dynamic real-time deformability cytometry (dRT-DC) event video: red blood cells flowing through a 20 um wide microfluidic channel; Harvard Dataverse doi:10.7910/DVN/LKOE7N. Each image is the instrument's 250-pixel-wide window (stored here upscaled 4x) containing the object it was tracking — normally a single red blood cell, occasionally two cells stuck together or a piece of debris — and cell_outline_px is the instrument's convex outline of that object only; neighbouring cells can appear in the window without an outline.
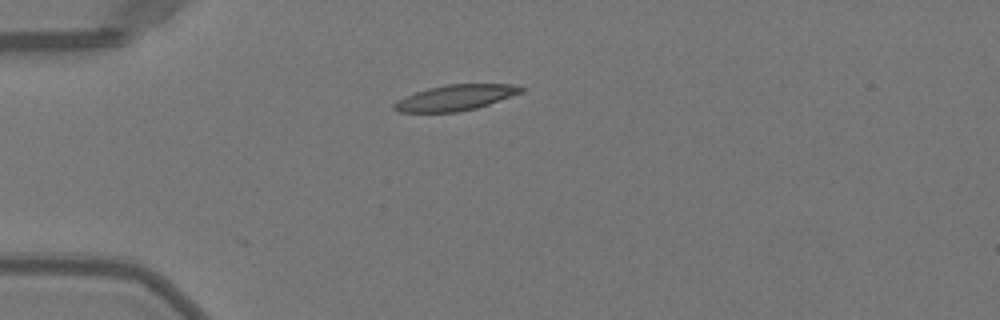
{"species": "Egyptian fruit bat (a non-hibernating species)", "species_latin": "Rousettus aegyptiacus", "temperature_condition": "warm", "stored_images_in_passage": 38, "camera_frame_rate_fps": 3000, "um_per_image_px": 0.085, "animal": {"sex": "female"}, "frame": {"image": 1, "passage_image": 1, "time_ms": 0.0, "image_size_px": [1000, 320], "cell_outline_px": [[524, 92], [476, 108], [456, 112], [400, 112], [392, 108], [392, 104], [396, 100], [404, 96], [428, 88], [448, 84], [520, 84], [524, 88]], "centroid_in_image_um": [38.71, 8.29], "position_along_channel_um": 46.3, "area_um2": 19.07}}
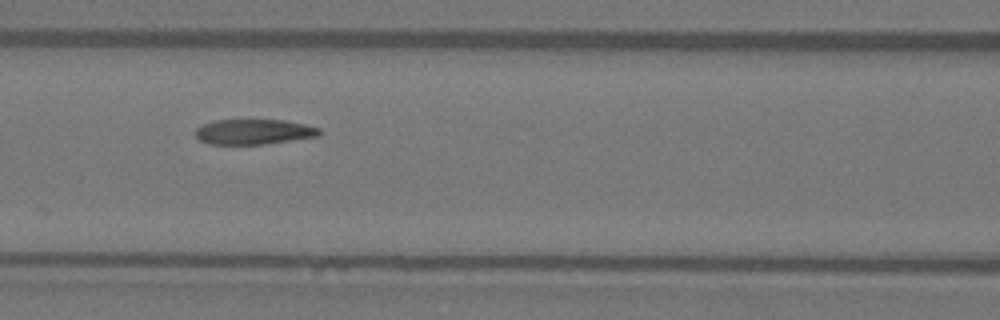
{"frame": {"image": 2, "passage_image": 10, "time_ms": 3.0, "image_size_px": [1000, 320], "cell_outline_px": [[320, 136], [264, 144], [208, 144], [200, 140], [196, 136], [196, 128], [204, 124], [216, 120], [284, 120], [304, 124], [320, 128]], "centroid_in_image_um": [21.58, 11.2], "position_along_channel_um": 145.0, "area_um2": 18.09}}
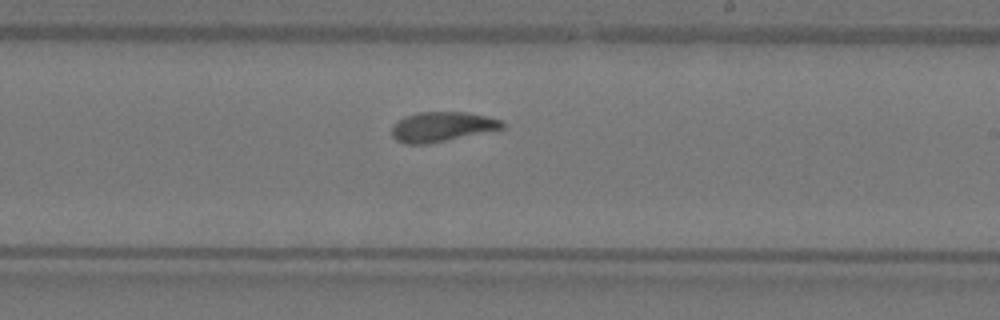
{"frame": {"image": 3, "passage_image": 18, "time_ms": 5.667, "image_size_px": [1000, 320], "cell_outline_px": [[504, 128], [428, 144], [404, 144], [396, 140], [392, 136], [392, 128], [404, 116], [416, 112], [468, 112], [488, 116], [504, 120]], "centroid_in_image_um": [37.58, 10.76], "position_along_channel_um": 251.4, "area_um2": 19.19}, "authors_computed_cell_mechanics": {"area_um2": 19.0451, "velocity_mm_per_s": 4.0113, "shape_relaxation_time_tau1_ms": 4.4501, "shape_relaxation_time_tau2_ms": 1.6999, "deformation_change_tau1": 0.167, "deformation_change_tau2": 0.0831}}